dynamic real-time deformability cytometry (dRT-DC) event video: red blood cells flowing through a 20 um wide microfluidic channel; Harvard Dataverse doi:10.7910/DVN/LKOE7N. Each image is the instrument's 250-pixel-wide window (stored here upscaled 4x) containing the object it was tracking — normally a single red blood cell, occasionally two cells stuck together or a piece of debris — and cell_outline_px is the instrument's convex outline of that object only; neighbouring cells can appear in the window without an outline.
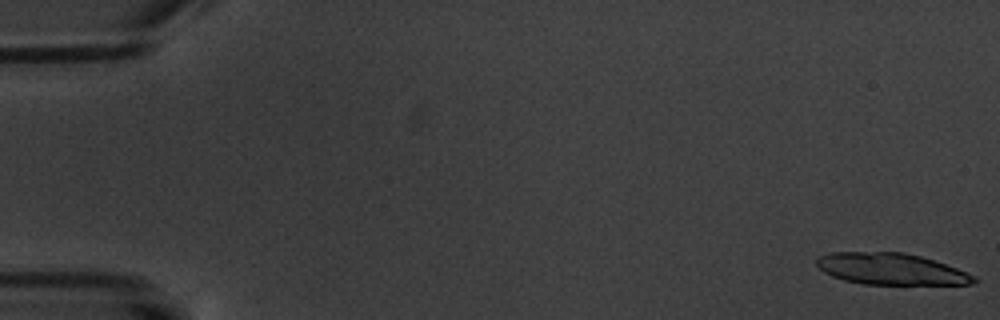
{"species": "common noctule bat (a hibernating species)", "species_latin": "Nyctalus noctula", "temperature_condition": "warm", "stored_images_in_passage": 7, "camera_frame_rate_fps": 3000, "um_per_image_px": 0.085, "animal": {"sex": "male", "body_mass_g": 20.1, "forearm_length_mm": 53.5}, "frame": {"image": 1, "passage_image": 1, "time_ms": 0.0, "image_size_px": [1000, 320], "cell_outline_px": [[976, 284], [864, 284], [844, 280], [832, 276], [824, 272], [816, 264], [816, 256], [832, 252], [904, 252], [920, 256], [956, 268], [976, 276]], "centroid_in_image_um": [75.7, 22.86], "position_along_channel_um": 9.3, "area_um2": 28.73}}